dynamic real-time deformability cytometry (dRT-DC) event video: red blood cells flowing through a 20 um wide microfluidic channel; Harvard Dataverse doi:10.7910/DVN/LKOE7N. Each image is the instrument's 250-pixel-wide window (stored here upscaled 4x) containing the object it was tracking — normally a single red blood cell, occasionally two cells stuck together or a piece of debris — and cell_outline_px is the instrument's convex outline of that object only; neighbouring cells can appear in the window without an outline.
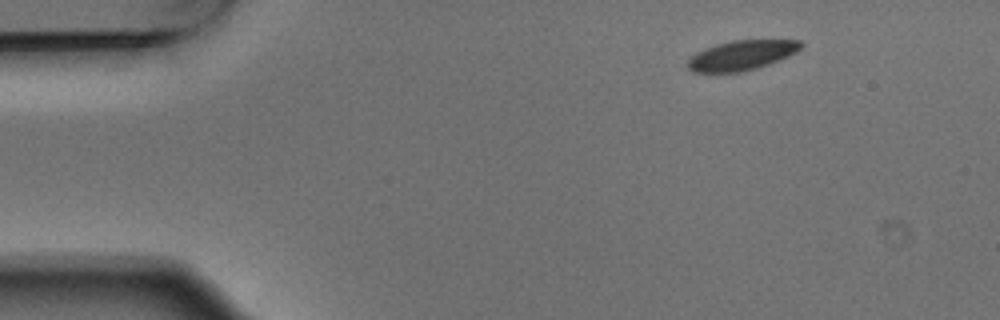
{"species": "Egyptian fruit bat (a non-hibernating species)", "species_latin": "Rousettus aegyptiacus", "temperature_condition": "warm", "stored_images_in_passage": 3, "camera_frame_rate_fps": 3000, "um_per_image_px": 0.085, "animal": {"sex": "male"}, "frame": {"image": 1, "passage_image": 1, "time_ms": 0.0, "image_size_px": [1000, 320], "cell_outline_px": [[804, 44], [796, 52], [788, 56], [768, 64], [756, 68], [740, 72], [692, 72], [688, 68], [688, 60], [696, 52], [704, 48], [716, 44], [732, 40], [800, 40]], "centroid_in_image_um": [63.02, 4.69], "position_along_channel_um": 22.0, "area_um2": 19.54}}